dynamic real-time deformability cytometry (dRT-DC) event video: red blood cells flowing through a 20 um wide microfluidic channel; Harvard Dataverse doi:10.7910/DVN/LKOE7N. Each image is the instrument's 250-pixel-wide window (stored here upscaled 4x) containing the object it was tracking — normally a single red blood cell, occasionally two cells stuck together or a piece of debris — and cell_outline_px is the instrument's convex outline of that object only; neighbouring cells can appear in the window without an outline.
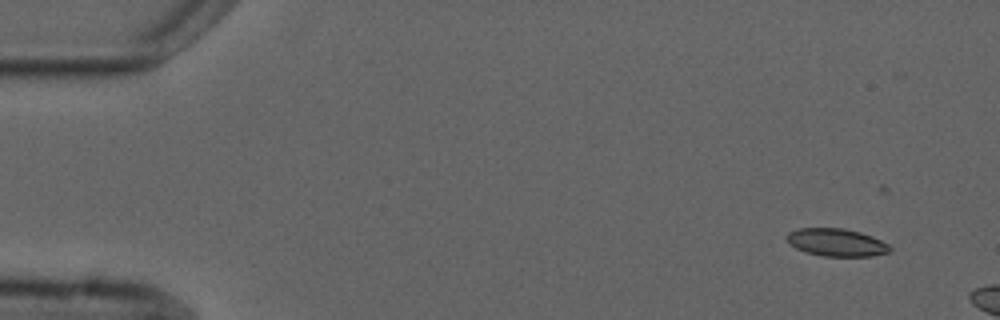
{"species": "common noctule bat (a hibernating species)", "species_latin": "Nyctalus noctula", "temperature_condition": "cold", "stored_images_in_passage": 2, "camera_frame_rate_fps": 3000, "um_per_image_px": 0.085, "animal": {"sex": "male", "forearm_length_mm": 52.5}, "frame": {"image": 1, "passage_image": 2, "time_ms": 2.333, "image_size_px": [1000, 320], "cell_outline_px": [[892, 252], [872, 256], [824, 256], [808, 252], [796, 248], [788, 240], [788, 232], [796, 228], [844, 228], [860, 232], [872, 236], [888, 244], [892, 248]], "centroid_in_image_um": [71.16, 20.6], "position_along_channel_um": 13.8, "area_um2": 16.53}}